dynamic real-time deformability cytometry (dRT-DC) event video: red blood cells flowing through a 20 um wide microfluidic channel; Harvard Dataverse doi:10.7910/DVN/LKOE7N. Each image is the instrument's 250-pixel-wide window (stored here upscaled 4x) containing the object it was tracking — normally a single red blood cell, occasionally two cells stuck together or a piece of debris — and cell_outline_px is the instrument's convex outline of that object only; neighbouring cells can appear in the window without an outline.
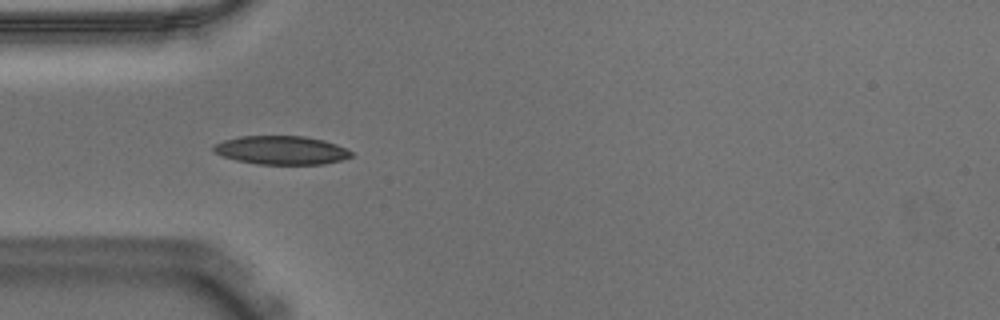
{"species": "Egyptian fruit bat (a non-hibernating species)", "species_latin": "Rousettus aegyptiacus", "temperature_condition": "warm", "stored_images_in_passage": 28, "camera_frame_rate_fps": 3000, "um_per_image_px": 0.085, "animal": {"sex": "male"}, "frame": {"image": 1, "passage_image": 5, "time_ms": 1.333, "image_size_px": [1000, 320], "cell_outline_px": [[352, 156], [340, 160], [324, 164], [256, 164], [236, 160], [212, 152], [212, 148], [216, 144], [224, 140], [240, 136], [304, 136], [324, 140], [336, 144], [352, 152]], "centroid_in_image_um": [23.89, 12.76], "position_along_channel_um": 61.1, "area_um2": 22.83}}
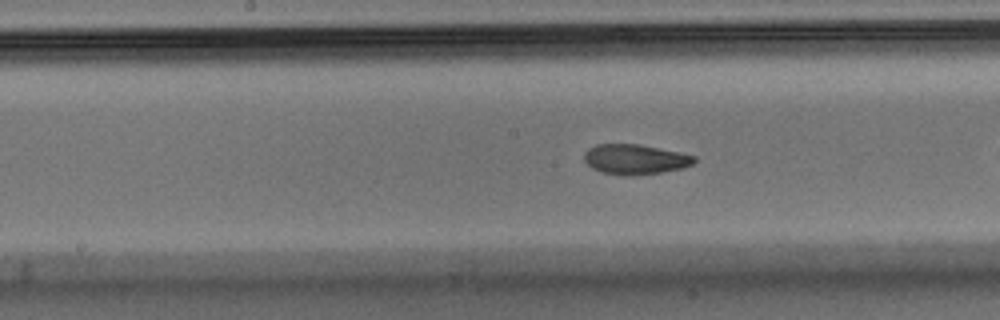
{"frame": {"image": 2, "passage_image": 13, "time_ms": 4.0, "image_size_px": [1000, 320], "cell_outline_px": [[696, 160], [692, 164], [680, 168], [660, 172], [632, 176], [624, 176], [600, 172], [592, 168], [584, 160], [584, 152], [588, 148], [596, 144], [640, 144], [696, 156]], "centroid_in_image_um": [53.93, 13.54], "position_along_channel_um": 194.3, "area_um2": 19.25}}